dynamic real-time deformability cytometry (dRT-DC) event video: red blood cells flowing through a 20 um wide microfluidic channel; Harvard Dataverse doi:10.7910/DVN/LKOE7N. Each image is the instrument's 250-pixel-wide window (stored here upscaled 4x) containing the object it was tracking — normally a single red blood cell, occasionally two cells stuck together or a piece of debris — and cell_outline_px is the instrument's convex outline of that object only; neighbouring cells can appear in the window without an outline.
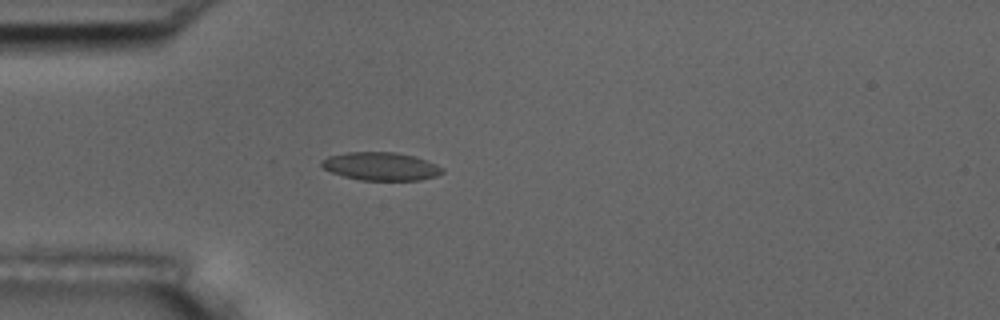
{"species": "common noctule bat (a hibernating species)", "species_latin": "Nyctalus noctula", "temperature_condition": "room temperature", "stored_images_in_passage": 5, "camera_frame_rate_fps": 3000, "um_per_image_px": 0.085, "animal": {"sex": "male", "body_mass_g": 17.5, "forearm_length_mm": 52.3}, "frame": {"image": 1, "passage_image": 5, "time_ms": 4.667, "image_size_px": [1000, 320], "cell_outline_px": [[444, 172], [436, 176], [420, 180], [360, 180], [344, 176], [332, 172], [324, 168], [320, 164], [320, 160], [328, 156], [348, 152], [396, 152], [412, 156], [436, 164], [444, 168]], "centroid_in_image_um": [32.36, 14.14], "position_along_channel_um": 52.6, "area_um2": 19.71}}